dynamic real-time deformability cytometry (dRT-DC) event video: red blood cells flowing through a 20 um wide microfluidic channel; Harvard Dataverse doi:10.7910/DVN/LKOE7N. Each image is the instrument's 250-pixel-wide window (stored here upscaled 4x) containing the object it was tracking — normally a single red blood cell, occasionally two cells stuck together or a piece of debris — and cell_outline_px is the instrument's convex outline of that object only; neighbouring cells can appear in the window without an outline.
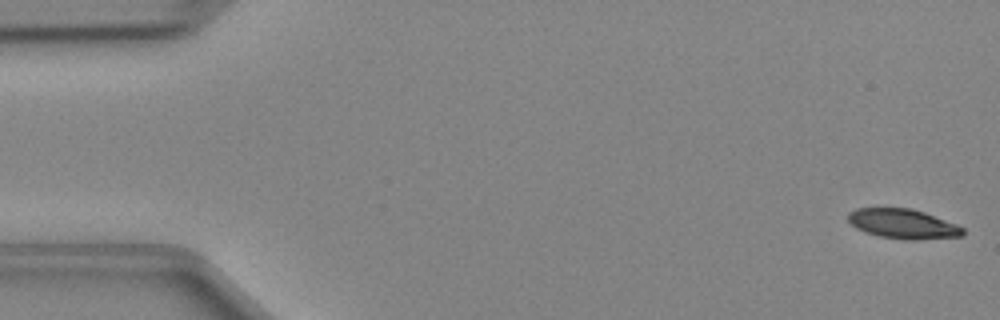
{"species": "Egyptian fruit bat (a non-hibernating species)", "species_latin": "Rousettus aegyptiacus", "temperature_condition": "cold", "stored_images_in_passage": 48, "camera_frame_rate_fps": 3000, "um_per_image_px": 0.085, "animal": {"sex": "female"}, "frame": {"image": 1, "passage_image": 1, "time_ms": 0.0, "image_size_px": [1000, 320], "cell_outline_px": [[964, 236], [908, 240], [904, 240], [880, 236], [856, 228], [848, 220], [848, 212], [856, 208], [912, 208], [924, 212], [956, 224], [964, 228]], "centroid_in_image_um": [76.76, 19.02], "position_along_channel_um": 8.2, "area_um2": 19.71}}
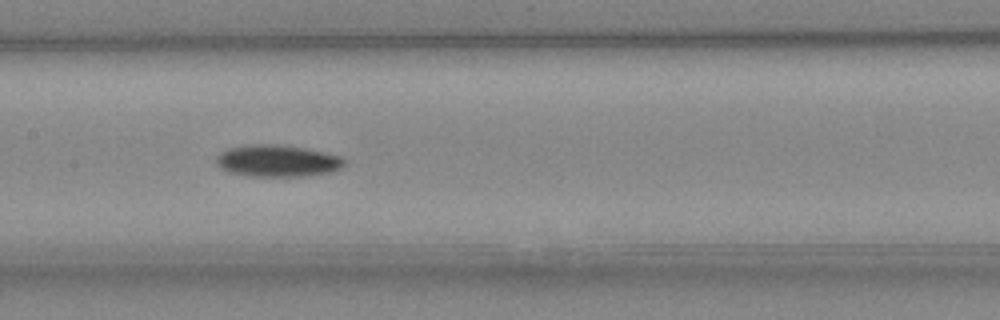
{"frame": {"image": 2, "passage_image": 23, "time_ms": 7.333, "image_size_px": [1000, 320], "cell_outline_px": [[348, 164], [332, 172], [308, 176], [252, 176], [228, 172], [220, 168], [216, 164], [216, 156], [220, 152], [228, 148], [248, 144], [276, 144], [304, 148], [344, 156], [348, 160]], "centroid_in_image_um": [23.63, 13.67], "position_along_channel_um": 183.8, "area_um2": 24.22}}
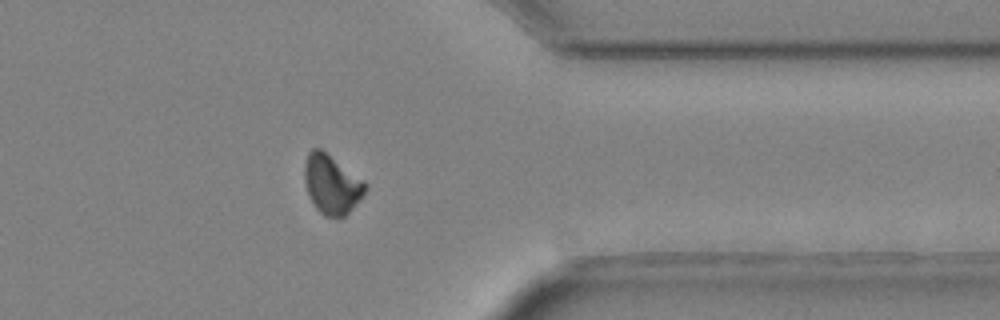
{"frame": {"image": 3, "passage_image": 38, "time_ms": 12.333, "image_size_px": [1000, 320], "cell_outline_px": [[368, 188], [348, 212], [344, 216], [324, 216], [316, 208], [308, 192], [304, 180], [304, 164], [308, 152], [312, 148], [320, 148], [364, 180], [368, 184]], "centroid_in_image_um": [28.18, 15.63], "position_along_channel_um": 383.2, "area_um2": 20.63}}